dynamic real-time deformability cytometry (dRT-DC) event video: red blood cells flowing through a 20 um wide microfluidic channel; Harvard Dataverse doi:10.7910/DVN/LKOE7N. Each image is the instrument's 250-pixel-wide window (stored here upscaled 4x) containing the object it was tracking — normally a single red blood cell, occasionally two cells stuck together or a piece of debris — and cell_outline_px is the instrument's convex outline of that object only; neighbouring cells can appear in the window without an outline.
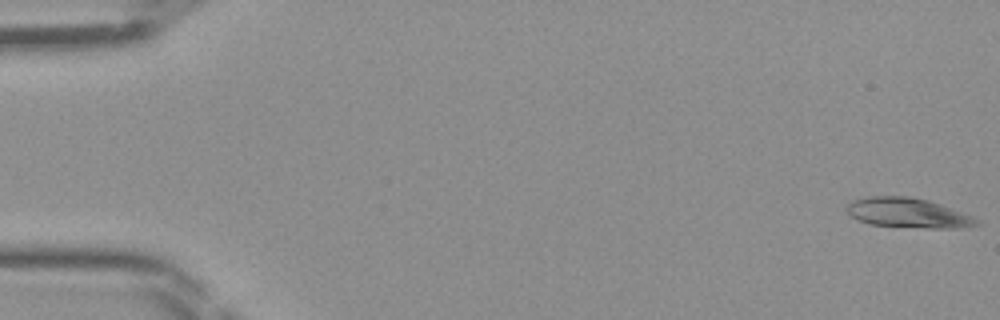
{"species": "Egyptian fruit bat (a non-hibernating species)", "species_latin": "Rousettus aegyptiacus", "temperature_condition": "room temperature", "stored_images_in_passage": 46, "camera_frame_rate_fps": 3000, "um_per_image_px": 0.085, "frame": {"image": 1, "passage_image": 1, "time_ms": 0.0, "image_size_px": [1000, 320], "cell_outline_px": [[984, 224], [956, 228], [928, 228], [868, 224], [852, 216], [844, 208], [852, 200], [868, 196], [908, 196], [928, 200], [940, 204], [972, 216], [980, 220]], "centroid_in_image_um": [77.19, 18.09], "position_along_channel_um": 7.8, "area_um2": 22.48}}
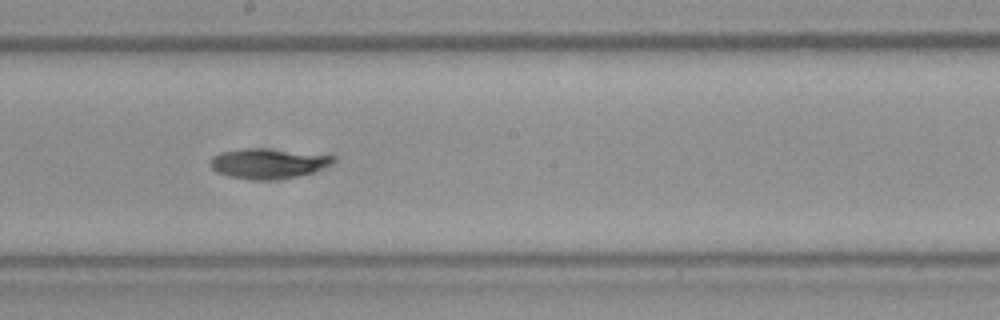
{"frame": {"image": 2, "passage_image": 26, "time_ms": 8.333, "image_size_px": [1000, 320], "cell_outline_px": [[336, 160], [332, 164], [324, 168], [312, 172], [296, 176], [268, 180], [260, 180], [228, 176], [216, 172], [212, 168], [212, 156], [220, 152], [244, 148], [264, 148], [332, 152], [336, 156]], "centroid_in_image_um": [22.95, 13.84], "position_along_channel_um": 225.2, "area_um2": 22.25}}
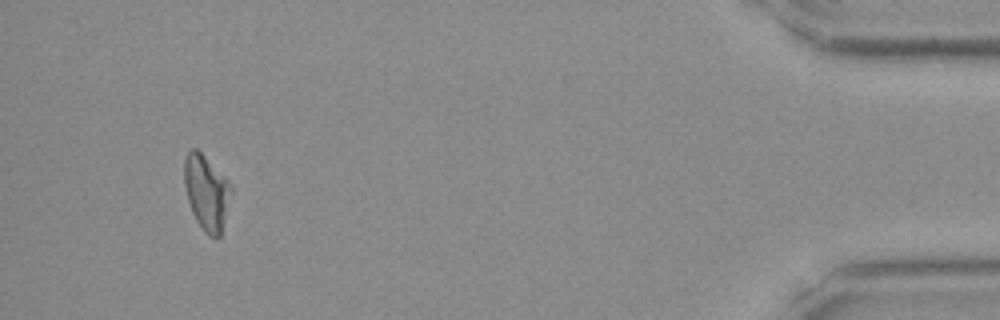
{"frame": {"image": 3, "passage_image": 44, "time_ms": 14.333, "image_size_px": [1000, 320], "cell_outline_px": [[232, 192], [220, 236], [216, 240], [208, 236], [204, 232], [196, 220], [192, 212], [188, 200], [184, 184], [184, 156], [192, 148], [196, 148], [228, 180], [232, 188]], "centroid_in_image_um": [17.55, 16.38], "position_along_channel_um": 417.7, "area_um2": 20.46}}